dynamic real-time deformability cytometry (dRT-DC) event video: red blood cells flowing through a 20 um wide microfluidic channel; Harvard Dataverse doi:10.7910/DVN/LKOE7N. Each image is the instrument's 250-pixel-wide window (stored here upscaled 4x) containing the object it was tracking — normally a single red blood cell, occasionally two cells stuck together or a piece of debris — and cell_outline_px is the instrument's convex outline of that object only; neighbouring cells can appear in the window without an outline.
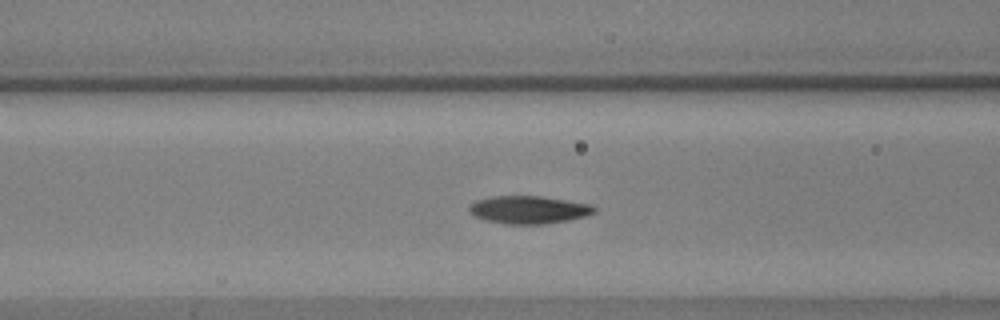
{"species": "common noctule bat (a hibernating species)", "species_latin": "Nyctalus noctula", "temperature_condition": "warm", "stored_images_in_passage": 56, "camera_frame_rate_fps": 3000, "um_per_image_px": 0.085, "animal": {"sex": "male", "body_mass_g": 17.9, "forearm_length_mm": 54.2}, "frame": {"image": 1, "passage_image": 21, "time_ms": 6.667, "image_size_px": [1000, 320], "cell_outline_px": [[596, 212], [588, 216], [568, 220], [544, 224], [504, 224], [488, 220], [476, 216], [468, 212], [468, 208], [476, 200], [492, 196], [540, 196], [592, 204], [596, 208]], "centroid_in_image_um": [44.98, 17.83], "position_along_channel_um": 121.6, "area_um2": 20.29}}
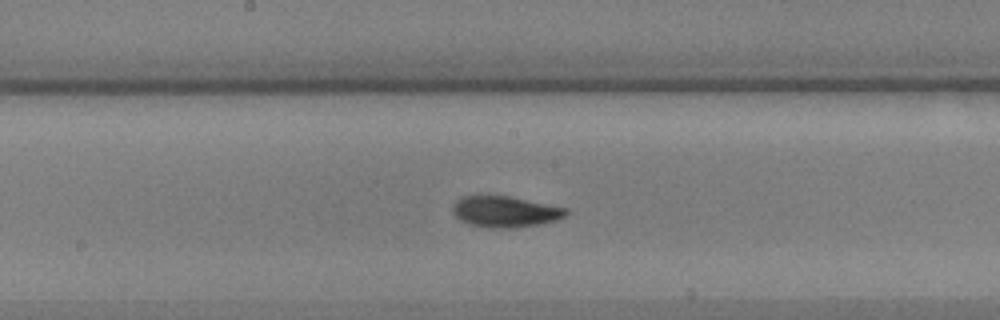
{"frame": {"image": 2, "passage_image": 28, "time_ms": 9.0, "image_size_px": [1000, 320], "cell_outline_px": [[568, 212], [564, 216], [556, 220], [516, 228], [488, 228], [468, 224], [460, 220], [452, 212], [452, 208], [456, 200], [464, 196], [508, 196], [568, 208]], "centroid_in_image_um": [42.91, 18.0], "position_along_channel_um": 205.3, "area_um2": 20.4}}
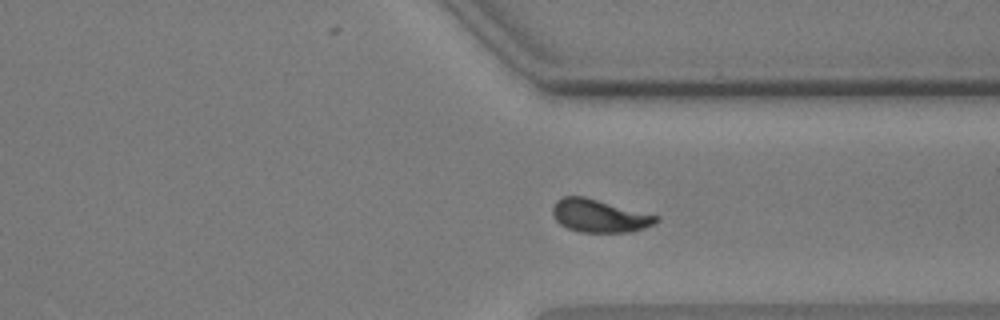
{"frame": {"image": 3, "passage_image": 41, "time_ms": 13.333, "image_size_px": [1000, 320], "cell_outline_px": [[660, 220], [656, 224], [632, 232], [580, 232], [568, 228], [560, 224], [556, 220], [552, 212], [552, 208], [556, 200], [564, 196], [584, 196], [660, 216]], "centroid_in_image_um": [50.98, 18.35], "position_along_channel_um": 360.4, "area_um2": 20.0}, "authors_computed_cell_mechanics": {"area_um2": 19.5653, "velocity_mm_per_s": 3.5788, "shape_relaxation_time_tau1_ms": 4.2721, "shape_relaxation_time_tau2_ms": 2.1044, "deformation_change_tau1": 0.1412, "deformation_change_tau2": 0.0621}}